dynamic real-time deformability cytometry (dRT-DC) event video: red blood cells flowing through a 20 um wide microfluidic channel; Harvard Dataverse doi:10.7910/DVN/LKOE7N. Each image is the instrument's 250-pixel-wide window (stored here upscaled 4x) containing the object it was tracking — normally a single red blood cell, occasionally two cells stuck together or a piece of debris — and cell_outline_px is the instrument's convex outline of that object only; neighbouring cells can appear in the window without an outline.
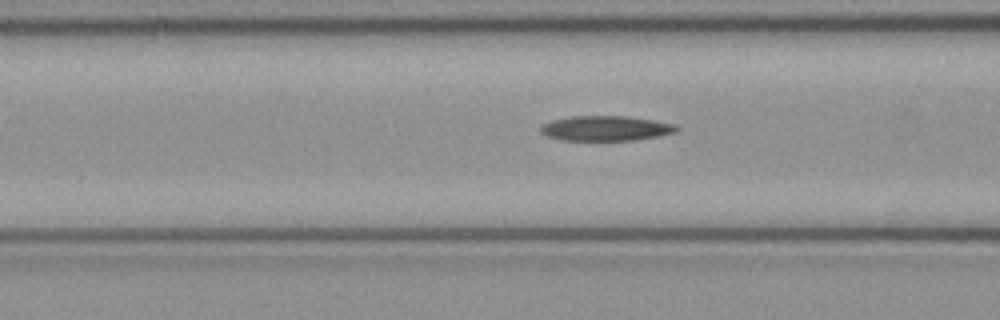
{"species": "common noctule bat (a hibernating species)", "species_latin": "Nyctalus noctula", "temperature_condition": "cold", "stored_images_in_passage": 44, "camera_frame_rate_fps": 3000, "um_per_image_px": 0.085, "animal": {"sex": "female", "body_mass_g": 21.9}, "frame": {"image": 1, "passage_image": 16, "time_ms": 5.0, "image_size_px": [1000, 320], "cell_outline_px": [[680, 128], [676, 132], [660, 136], [636, 140], [560, 140], [548, 136], [540, 132], [540, 128], [544, 124], [552, 120], [572, 116], [624, 116], [652, 120], [676, 124]], "centroid_in_image_um": [51.52, 10.91], "position_along_channel_um": 115.1, "area_um2": 19.77}}
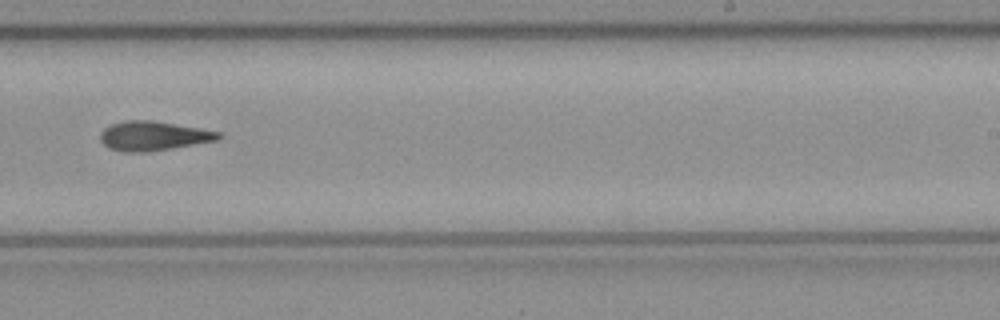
{"frame": {"image": 2, "passage_image": 28, "time_ms": 9.0, "image_size_px": [1000, 320], "cell_outline_px": [[224, 136], [216, 140], [172, 148], [148, 152], [124, 152], [108, 148], [100, 140], [100, 132], [104, 128], [112, 124], [124, 120], [152, 120], [200, 128], [220, 132]], "centroid_in_image_um": [13.01, 11.55], "position_along_channel_um": 276.0, "area_um2": 20.23}}
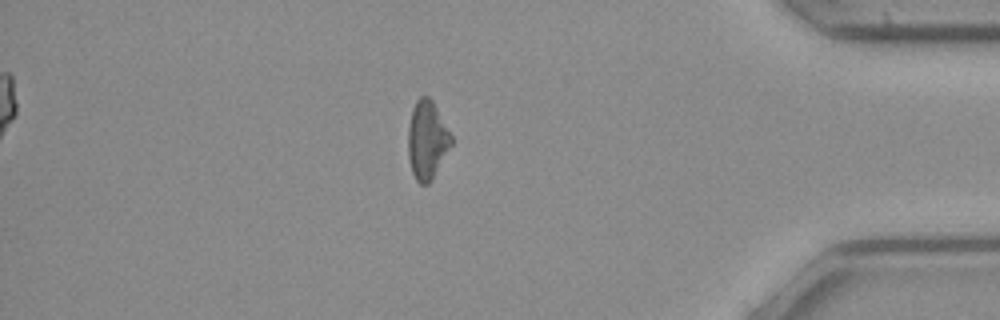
{"frame": {"image": 3, "passage_image": 40, "time_ms": 13.0, "image_size_px": [1000, 320], "cell_outline_px": [[452, 144], [432, 180], [428, 184], [420, 184], [416, 180], [412, 172], [408, 156], [408, 124], [412, 108], [416, 100], [420, 96], [428, 96], [432, 100], [452, 136]], "centroid_in_image_um": [36.29, 11.9], "position_along_channel_um": 398.9, "area_um2": 19.77}}